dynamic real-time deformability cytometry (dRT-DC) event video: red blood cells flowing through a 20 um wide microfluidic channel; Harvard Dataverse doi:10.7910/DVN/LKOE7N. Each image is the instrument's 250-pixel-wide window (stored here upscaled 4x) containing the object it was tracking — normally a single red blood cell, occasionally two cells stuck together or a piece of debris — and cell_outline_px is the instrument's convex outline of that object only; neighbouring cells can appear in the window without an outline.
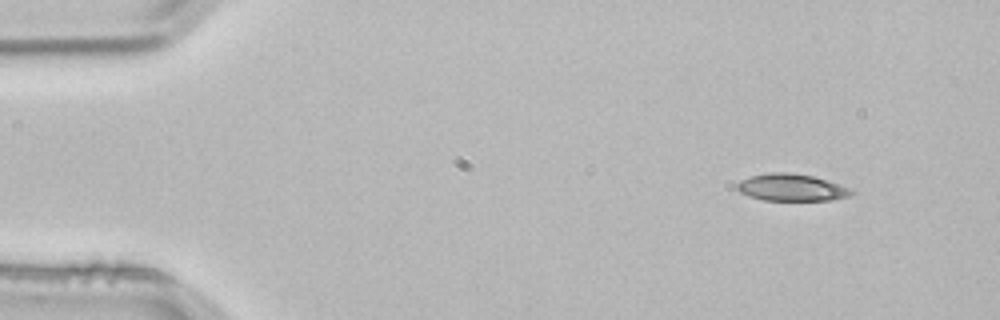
{"species": "common noctule bat (a hibernating species)", "species_latin": "Nyctalus noctula", "temperature_condition": "room temperature", "stored_images_in_passage": 5, "camera_frame_rate_fps": 3000, "um_per_image_px": 0.085, "animal": {"sex": "male", "body_mass_g": 21.5, "forearm_length_mm": 52.0}, "frame": {"image": 1, "passage_image": 1, "time_ms": 0.0, "image_size_px": [1000, 320], "cell_outline_px": [[856, 192], [848, 196], [828, 200], [764, 200], [748, 196], [740, 192], [736, 188], [736, 184], [740, 180], [752, 176], [772, 172], [788, 172], [812, 176], [848, 188]], "centroid_in_image_um": [67.21, 15.94], "position_along_channel_um": 17.8, "area_um2": 17.69}}
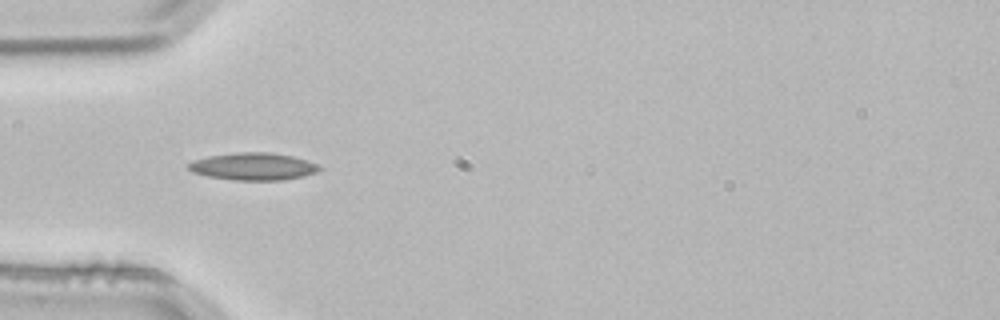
{"frame": {"image": 2, "passage_image": 3, "time_ms": 0.667, "image_size_px": [1000, 320], "cell_outline_px": [[324, 168], [316, 172], [304, 176], [284, 180], [232, 180], [208, 176], [192, 172], [188, 168], [188, 164], [192, 160], [208, 156], [236, 152], [268, 152], [292, 156], [308, 160], [320, 164]], "centroid_in_image_um": [21.56, 14.15], "position_along_channel_um": 63.4, "area_um2": 21.1}}